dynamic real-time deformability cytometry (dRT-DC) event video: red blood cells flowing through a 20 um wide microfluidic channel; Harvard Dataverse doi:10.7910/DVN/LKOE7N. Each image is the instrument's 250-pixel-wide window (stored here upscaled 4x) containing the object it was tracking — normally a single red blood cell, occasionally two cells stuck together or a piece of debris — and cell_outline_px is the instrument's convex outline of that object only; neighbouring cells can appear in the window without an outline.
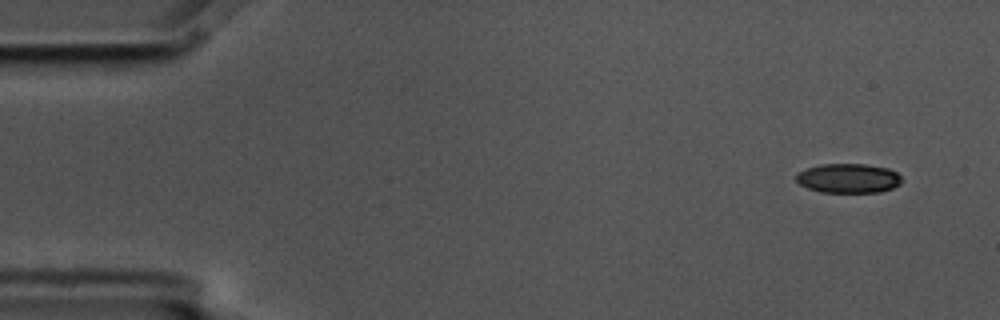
{"species": "common noctule bat (a hibernating species)", "species_latin": "Nyctalus noctula", "temperature_condition": "cold", "stored_images_in_passage": 5, "camera_frame_rate_fps": 3000, "um_per_image_px": 0.085, "animal": {"sex": "male", "body_mass_g": 17.5, "forearm_length_mm": 52.3}, "frame": {"image": 1, "passage_image": 1, "time_ms": 0.0, "image_size_px": [1000, 320], "cell_outline_px": [[900, 184], [892, 188], [880, 192], [820, 192], [808, 188], [800, 184], [796, 180], [796, 172], [820, 164], [864, 164], [888, 168], [896, 172], [900, 176]], "centroid_in_image_um": [72.09, 15.15], "position_along_channel_um": 12.9, "area_um2": 18.03}}
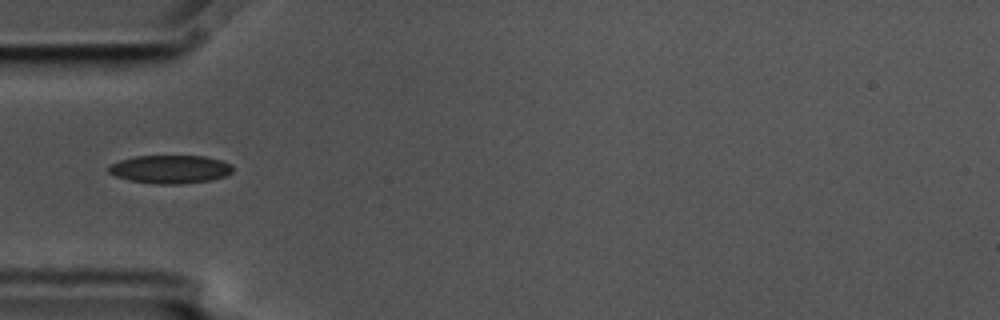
{"frame": {"image": 2, "passage_image": 5, "time_ms": 1.333, "image_size_px": [1000, 320], "cell_outline_px": [[232, 172], [224, 176], [208, 180], [180, 184], [160, 184], [128, 180], [116, 176], [108, 172], [108, 168], [112, 164], [120, 160], [136, 156], [204, 156], [220, 160], [232, 164]], "centroid_in_image_um": [14.46, 14.38], "position_along_channel_um": 70.5, "area_um2": 20.23}}